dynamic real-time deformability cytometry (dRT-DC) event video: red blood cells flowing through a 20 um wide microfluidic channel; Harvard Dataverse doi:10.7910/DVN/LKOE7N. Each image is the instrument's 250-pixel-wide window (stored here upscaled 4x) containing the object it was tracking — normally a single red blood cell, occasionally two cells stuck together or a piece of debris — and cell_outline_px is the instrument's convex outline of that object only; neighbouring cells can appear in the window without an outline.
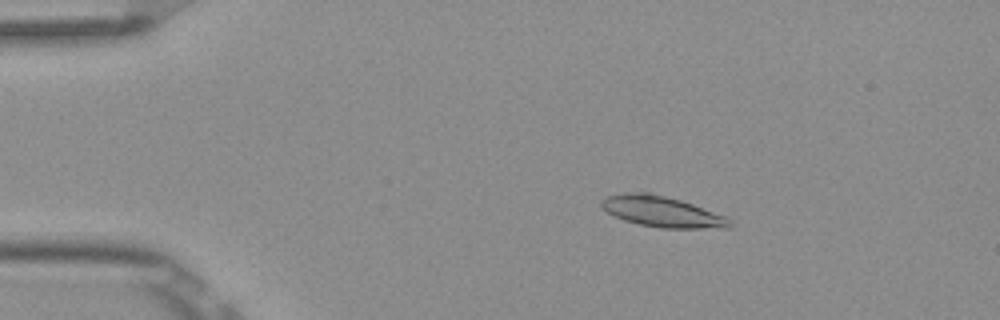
{"species": "Egyptian fruit bat (a non-hibernating species)", "species_latin": "Rousettus aegyptiacus", "temperature_condition": "room temperature", "stored_images_in_passage": 5, "camera_frame_rate_fps": 3000, "um_per_image_px": 0.085, "frame": {"image": 1, "passage_image": 3, "time_ms": 0.667, "image_size_px": [1000, 320], "cell_outline_px": [[732, 224], [728, 228], [660, 228], [640, 224], [624, 220], [608, 212], [600, 204], [600, 200], [604, 196], [624, 192], [652, 192], [680, 200], [728, 216], [732, 220]], "centroid_in_image_um": [56.28, 17.97], "position_along_channel_um": 28.7, "area_um2": 23.18}}